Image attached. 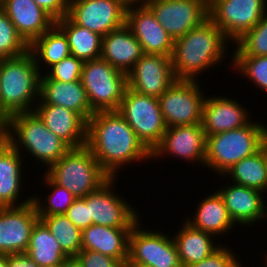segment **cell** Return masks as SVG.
Listing matches in <instances>:
<instances>
[{
    "label": "cell",
    "instance_id": "obj_1",
    "mask_svg": "<svg viewBox=\"0 0 267 267\" xmlns=\"http://www.w3.org/2000/svg\"><path fill=\"white\" fill-rule=\"evenodd\" d=\"M86 146L110 177H118L130 163L152 161L151 151L117 110L92 115L87 121Z\"/></svg>",
    "mask_w": 267,
    "mask_h": 267
},
{
    "label": "cell",
    "instance_id": "obj_2",
    "mask_svg": "<svg viewBox=\"0 0 267 267\" xmlns=\"http://www.w3.org/2000/svg\"><path fill=\"white\" fill-rule=\"evenodd\" d=\"M228 43L232 42L209 17L175 39L171 63L176 80L198 81V75L225 62Z\"/></svg>",
    "mask_w": 267,
    "mask_h": 267
},
{
    "label": "cell",
    "instance_id": "obj_3",
    "mask_svg": "<svg viewBox=\"0 0 267 267\" xmlns=\"http://www.w3.org/2000/svg\"><path fill=\"white\" fill-rule=\"evenodd\" d=\"M40 77L30 51L0 59V124L13 114L34 110L40 97Z\"/></svg>",
    "mask_w": 267,
    "mask_h": 267
},
{
    "label": "cell",
    "instance_id": "obj_4",
    "mask_svg": "<svg viewBox=\"0 0 267 267\" xmlns=\"http://www.w3.org/2000/svg\"><path fill=\"white\" fill-rule=\"evenodd\" d=\"M0 135L18 152L26 150L34 160L43 163L46 169L71 149L44 125L34 111L9 116L0 124Z\"/></svg>",
    "mask_w": 267,
    "mask_h": 267
},
{
    "label": "cell",
    "instance_id": "obj_5",
    "mask_svg": "<svg viewBox=\"0 0 267 267\" xmlns=\"http://www.w3.org/2000/svg\"><path fill=\"white\" fill-rule=\"evenodd\" d=\"M253 121L237 129L207 136L204 167L224 178L235 163L258 152L267 125Z\"/></svg>",
    "mask_w": 267,
    "mask_h": 267
},
{
    "label": "cell",
    "instance_id": "obj_6",
    "mask_svg": "<svg viewBox=\"0 0 267 267\" xmlns=\"http://www.w3.org/2000/svg\"><path fill=\"white\" fill-rule=\"evenodd\" d=\"M44 173L76 198H83L97 190L110 178L86 145L71 148Z\"/></svg>",
    "mask_w": 267,
    "mask_h": 267
},
{
    "label": "cell",
    "instance_id": "obj_7",
    "mask_svg": "<svg viewBox=\"0 0 267 267\" xmlns=\"http://www.w3.org/2000/svg\"><path fill=\"white\" fill-rule=\"evenodd\" d=\"M80 81L94 112L118 110L128 88V74L102 58L84 62Z\"/></svg>",
    "mask_w": 267,
    "mask_h": 267
},
{
    "label": "cell",
    "instance_id": "obj_8",
    "mask_svg": "<svg viewBox=\"0 0 267 267\" xmlns=\"http://www.w3.org/2000/svg\"><path fill=\"white\" fill-rule=\"evenodd\" d=\"M134 130L136 136L152 152L166 131L158 98L127 88L117 110Z\"/></svg>",
    "mask_w": 267,
    "mask_h": 267
},
{
    "label": "cell",
    "instance_id": "obj_9",
    "mask_svg": "<svg viewBox=\"0 0 267 267\" xmlns=\"http://www.w3.org/2000/svg\"><path fill=\"white\" fill-rule=\"evenodd\" d=\"M137 221L129 234L126 266L182 267L172 236L150 231Z\"/></svg>",
    "mask_w": 267,
    "mask_h": 267
},
{
    "label": "cell",
    "instance_id": "obj_10",
    "mask_svg": "<svg viewBox=\"0 0 267 267\" xmlns=\"http://www.w3.org/2000/svg\"><path fill=\"white\" fill-rule=\"evenodd\" d=\"M267 12V0H208L209 18L232 42L251 30Z\"/></svg>",
    "mask_w": 267,
    "mask_h": 267
},
{
    "label": "cell",
    "instance_id": "obj_11",
    "mask_svg": "<svg viewBox=\"0 0 267 267\" xmlns=\"http://www.w3.org/2000/svg\"><path fill=\"white\" fill-rule=\"evenodd\" d=\"M200 88L197 80H176L158 98L167 127L202 123V107L206 96Z\"/></svg>",
    "mask_w": 267,
    "mask_h": 267
},
{
    "label": "cell",
    "instance_id": "obj_12",
    "mask_svg": "<svg viewBox=\"0 0 267 267\" xmlns=\"http://www.w3.org/2000/svg\"><path fill=\"white\" fill-rule=\"evenodd\" d=\"M117 179L110 177L97 190L83 197L89 207L92 224L112 228H132L141 219L135 208L114 191Z\"/></svg>",
    "mask_w": 267,
    "mask_h": 267
},
{
    "label": "cell",
    "instance_id": "obj_13",
    "mask_svg": "<svg viewBox=\"0 0 267 267\" xmlns=\"http://www.w3.org/2000/svg\"><path fill=\"white\" fill-rule=\"evenodd\" d=\"M144 4L174 40L209 17L208 0H146Z\"/></svg>",
    "mask_w": 267,
    "mask_h": 267
},
{
    "label": "cell",
    "instance_id": "obj_14",
    "mask_svg": "<svg viewBox=\"0 0 267 267\" xmlns=\"http://www.w3.org/2000/svg\"><path fill=\"white\" fill-rule=\"evenodd\" d=\"M126 11L114 0H69L67 16L75 24L104 37L126 24Z\"/></svg>",
    "mask_w": 267,
    "mask_h": 267
},
{
    "label": "cell",
    "instance_id": "obj_15",
    "mask_svg": "<svg viewBox=\"0 0 267 267\" xmlns=\"http://www.w3.org/2000/svg\"><path fill=\"white\" fill-rule=\"evenodd\" d=\"M163 155L204 166L206 136L202 124L167 127L161 142L151 152V158L155 160Z\"/></svg>",
    "mask_w": 267,
    "mask_h": 267
},
{
    "label": "cell",
    "instance_id": "obj_16",
    "mask_svg": "<svg viewBox=\"0 0 267 267\" xmlns=\"http://www.w3.org/2000/svg\"><path fill=\"white\" fill-rule=\"evenodd\" d=\"M38 220L33 201L22 206L0 207V254L26 252Z\"/></svg>",
    "mask_w": 267,
    "mask_h": 267
},
{
    "label": "cell",
    "instance_id": "obj_17",
    "mask_svg": "<svg viewBox=\"0 0 267 267\" xmlns=\"http://www.w3.org/2000/svg\"><path fill=\"white\" fill-rule=\"evenodd\" d=\"M176 81L171 57L144 54L128 73V88L159 98Z\"/></svg>",
    "mask_w": 267,
    "mask_h": 267
},
{
    "label": "cell",
    "instance_id": "obj_18",
    "mask_svg": "<svg viewBox=\"0 0 267 267\" xmlns=\"http://www.w3.org/2000/svg\"><path fill=\"white\" fill-rule=\"evenodd\" d=\"M126 25L142 46L144 54L171 57L174 39L157 22L153 12L145 4L127 9Z\"/></svg>",
    "mask_w": 267,
    "mask_h": 267
},
{
    "label": "cell",
    "instance_id": "obj_19",
    "mask_svg": "<svg viewBox=\"0 0 267 267\" xmlns=\"http://www.w3.org/2000/svg\"><path fill=\"white\" fill-rule=\"evenodd\" d=\"M237 100L232 98L206 96L202 107V127L205 136L226 132L247 125L250 118L249 110H246ZM250 119V120H249Z\"/></svg>",
    "mask_w": 267,
    "mask_h": 267
},
{
    "label": "cell",
    "instance_id": "obj_20",
    "mask_svg": "<svg viewBox=\"0 0 267 267\" xmlns=\"http://www.w3.org/2000/svg\"><path fill=\"white\" fill-rule=\"evenodd\" d=\"M34 112L44 125L70 148L86 145L87 122L76 112L68 108L45 104L40 98Z\"/></svg>",
    "mask_w": 267,
    "mask_h": 267
},
{
    "label": "cell",
    "instance_id": "obj_21",
    "mask_svg": "<svg viewBox=\"0 0 267 267\" xmlns=\"http://www.w3.org/2000/svg\"><path fill=\"white\" fill-rule=\"evenodd\" d=\"M228 184L230 186H223L222 189L216 191L222 197L229 216L235 224H241L242 227L246 226L248 228L255 222L258 224L259 221L266 218V199L263 198L262 191L229 183V181Z\"/></svg>",
    "mask_w": 267,
    "mask_h": 267
},
{
    "label": "cell",
    "instance_id": "obj_22",
    "mask_svg": "<svg viewBox=\"0 0 267 267\" xmlns=\"http://www.w3.org/2000/svg\"><path fill=\"white\" fill-rule=\"evenodd\" d=\"M23 155L0 135V207L22 206L32 201V196L18 200L21 199L22 182H25Z\"/></svg>",
    "mask_w": 267,
    "mask_h": 267
},
{
    "label": "cell",
    "instance_id": "obj_23",
    "mask_svg": "<svg viewBox=\"0 0 267 267\" xmlns=\"http://www.w3.org/2000/svg\"><path fill=\"white\" fill-rule=\"evenodd\" d=\"M2 10L28 45L56 22L34 0H5Z\"/></svg>",
    "mask_w": 267,
    "mask_h": 267
},
{
    "label": "cell",
    "instance_id": "obj_24",
    "mask_svg": "<svg viewBox=\"0 0 267 267\" xmlns=\"http://www.w3.org/2000/svg\"><path fill=\"white\" fill-rule=\"evenodd\" d=\"M45 104L58 105L78 113L86 122L95 113L81 81L59 82L45 73L40 77V97Z\"/></svg>",
    "mask_w": 267,
    "mask_h": 267
},
{
    "label": "cell",
    "instance_id": "obj_25",
    "mask_svg": "<svg viewBox=\"0 0 267 267\" xmlns=\"http://www.w3.org/2000/svg\"><path fill=\"white\" fill-rule=\"evenodd\" d=\"M143 55L142 46L126 24L102 37L100 58L125 74Z\"/></svg>",
    "mask_w": 267,
    "mask_h": 267
},
{
    "label": "cell",
    "instance_id": "obj_26",
    "mask_svg": "<svg viewBox=\"0 0 267 267\" xmlns=\"http://www.w3.org/2000/svg\"><path fill=\"white\" fill-rule=\"evenodd\" d=\"M132 228H112L92 224L82 230L81 250H92L119 260L128 261L129 234Z\"/></svg>",
    "mask_w": 267,
    "mask_h": 267
},
{
    "label": "cell",
    "instance_id": "obj_27",
    "mask_svg": "<svg viewBox=\"0 0 267 267\" xmlns=\"http://www.w3.org/2000/svg\"><path fill=\"white\" fill-rule=\"evenodd\" d=\"M193 218L185 219L192 227L210 233L215 237L227 234L236 226L229 216L222 197L217 191L204 197L196 207Z\"/></svg>",
    "mask_w": 267,
    "mask_h": 267
},
{
    "label": "cell",
    "instance_id": "obj_28",
    "mask_svg": "<svg viewBox=\"0 0 267 267\" xmlns=\"http://www.w3.org/2000/svg\"><path fill=\"white\" fill-rule=\"evenodd\" d=\"M178 232L174 233L173 239L177 247L182 267L199 263L217 250L221 243L216 245V238L210 233L192 227L183 220ZM214 237V238H213Z\"/></svg>",
    "mask_w": 267,
    "mask_h": 267
},
{
    "label": "cell",
    "instance_id": "obj_29",
    "mask_svg": "<svg viewBox=\"0 0 267 267\" xmlns=\"http://www.w3.org/2000/svg\"><path fill=\"white\" fill-rule=\"evenodd\" d=\"M29 51L33 54L36 65L42 74L54 64L71 55L67 37L56 24L36 38L29 45ZM41 64L42 67H45L42 68Z\"/></svg>",
    "mask_w": 267,
    "mask_h": 267
},
{
    "label": "cell",
    "instance_id": "obj_30",
    "mask_svg": "<svg viewBox=\"0 0 267 267\" xmlns=\"http://www.w3.org/2000/svg\"><path fill=\"white\" fill-rule=\"evenodd\" d=\"M55 24L65 33L71 55L83 62L100 58L102 36L75 24L67 15Z\"/></svg>",
    "mask_w": 267,
    "mask_h": 267
},
{
    "label": "cell",
    "instance_id": "obj_31",
    "mask_svg": "<svg viewBox=\"0 0 267 267\" xmlns=\"http://www.w3.org/2000/svg\"><path fill=\"white\" fill-rule=\"evenodd\" d=\"M26 253L40 266L48 267L62 264L69 258L60 247L50 229L42 221L38 220L34 225L28 249Z\"/></svg>",
    "mask_w": 267,
    "mask_h": 267
},
{
    "label": "cell",
    "instance_id": "obj_32",
    "mask_svg": "<svg viewBox=\"0 0 267 267\" xmlns=\"http://www.w3.org/2000/svg\"><path fill=\"white\" fill-rule=\"evenodd\" d=\"M224 175L234 184L267 193V163L261 149L235 163Z\"/></svg>",
    "mask_w": 267,
    "mask_h": 267
},
{
    "label": "cell",
    "instance_id": "obj_33",
    "mask_svg": "<svg viewBox=\"0 0 267 267\" xmlns=\"http://www.w3.org/2000/svg\"><path fill=\"white\" fill-rule=\"evenodd\" d=\"M60 244L68 257H76L82 249V231L65 214L51 215L41 219Z\"/></svg>",
    "mask_w": 267,
    "mask_h": 267
},
{
    "label": "cell",
    "instance_id": "obj_34",
    "mask_svg": "<svg viewBox=\"0 0 267 267\" xmlns=\"http://www.w3.org/2000/svg\"><path fill=\"white\" fill-rule=\"evenodd\" d=\"M42 176L44 185L50 190L45 198L42 200L39 196H32V201L35 204L37 214L41 220L43 217L51 215L65 214L68 208L71 206L76 197L66 188L54 183L45 173ZM50 193V194H49ZM41 200V201H40ZM47 200V201H46ZM45 202V203H44Z\"/></svg>",
    "mask_w": 267,
    "mask_h": 267
},
{
    "label": "cell",
    "instance_id": "obj_35",
    "mask_svg": "<svg viewBox=\"0 0 267 267\" xmlns=\"http://www.w3.org/2000/svg\"><path fill=\"white\" fill-rule=\"evenodd\" d=\"M231 56H267V12L263 18L236 42Z\"/></svg>",
    "mask_w": 267,
    "mask_h": 267
},
{
    "label": "cell",
    "instance_id": "obj_36",
    "mask_svg": "<svg viewBox=\"0 0 267 267\" xmlns=\"http://www.w3.org/2000/svg\"><path fill=\"white\" fill-rule=\"evenodd\" d=\"M231 58V70L234 69L247 80H251L254 87L261 89V92H267V56H232Z\"/></svg>",
    "mask_w": 267,
    "mask_h": 267
},
{
    "label": "cell",
    "instance_id": "obj_37",
    "mask_svg": "<svg viewBox=\"0 0 267 267\" xmlns=\"http://www.w3.org/2000/svg\"><path fill=\"white\" fill-rule=\"evenodd\" d=\"M29 51V45L17 33L14 24L0 9V59L15 58Z\"/></svg>",
    "mask_w": 267,
    "mask_h": 267
},
{
    "label": "cell",
    "instance_id": "obj_38",
    "mask_svg": "<svg viewBox=\"0 0 267 267\" xmlns=\"http://www.w3.org/2000/svg\"><path fill=\"white\" fill-rule=\"evenodd\" d=\"M84 62L70 55L64 58L59 63L51 66L45 73L51 80L59 82H74L79 81L81 78L82 67Z\"/></svg>",
    "mask_w": 267,
    "mask_h": 267
},
{
    "label": "cell",
    "instance_id": "obj_39",
    "mask_svg": "<svg viewBox=\"0 0 267 267\" xmlns=\"http://www.w3.org/2000/svg\"><path fill=\"white\" fill-rule=\"evenodd\" d=\"M240 262L232 249L222 244L210 256L186 267H245Z\"/></svg>",
    "mask_w": 267,
    "mask_h": 267
},
{
    "label": "cell",
    "instance_id": "obj_40",
    "mask_svg": "<svg viewBox=\"0 0 267 267\" xmlns=\"http://www.w3.org/2000/svg\"><path fill=\"white\" fill-rule=\"evenodd\" d=\"M76 258L83 267H125L119 260L92 250H81Z\"/></svg>",
    "mask_w": 267,
    "mask_h": 267
},
{
    "label": "cell",
    "instance_id": "obj_41",
    "mask_svg": "<svg viewBox=\"0 0 267 267\" xmlns=\"http://www.w3.org/2000/svg\"><path fill=\"white\" fill-rule=\"evenodd\" d=\"M65 215L81 231L92 225L89 207L83 198H76L66 211Z\"/></svg>",
    "mask_w": 267,
    "mask_h": 267
},
{
    "label": "cell",
    "instance_id": "obj_42",
    "mask_svg": "<svg viewBox=\"0 0 267 267\" xmlns=\"http://www.w3.org/2000/svg\"><path fill=\"white\" fill-rule=\"evenodd\" d=\"M39 7L47 12L55 21L65 17L68 12L69 0H34Z\"/></svg>",
    "mask_w": 267,
    "mask_h": 267
},
{
    "label": "cell",
    "instance_id": "obj_43",
    "mask_svg": "<svg viewBox=\"0 0 267 267\" xmlns=\"http://www.w3.org/2000/svg\"><path fill=\"white\" fill-rule=\"evenodd\" d=\"M8 267H40L26 252L7 254Z\"/></svg>",
    "mask_w": 267,
    "mask_h": 267
},
{
    "label": "cell",
    "instance_id": "obj_44",
    "mask_svg": "<svg viewBox=\"0 0 267 267\" xmlns=\"http://www.w3.org/2000/svg\"><path fill=\"white\" fill-rule=\"evenodd\" d=\"M121 4L125 9L144 5L146 0H114Z\"/></svg>",
    "mask_w": 267,
    "mask_h": 267
},
{
    "label": "cell",
    "instance_id": "obj_45",
    "mask_svg": "<svg viewBox=\"0 0 267 267\" xmlns=\"http://www.w3.org/2000/svg\"><path fill=\"white\" fill-rule=\"evenodd\" d=\"M62 267H83L76 257H69L62 263Z\"/></svg>",
    "mask_w": 267,
    "mask_h": 267
},
{
    "label": "cell",
    "instance_id": "obj_46",
    "mask_svg": "<svg viewBox=\"0 0 267 267\" xmlns=\"http://www.w3.org/2000/svg\"><path fill=\"white\" fill-rule=\"evenodd\" d=\"M260 149L262 150L267 163V132L263 136Z\"/></svg>",
    "mask_w": 267,
    "mask_h": 267
},
{
    "label": "cell",
    "instance_id": "obj_47",
    "mask_svg": "<svg viewBox=\"0 0 267 267\" xmlns=\"http://www.w3.org/2000/svg\"><path fill=\"white\" fill-rule=\"evenodd\" d=\"M0 267H8L7 254H0Z\"/></svg>",
    "mask_w": 267,
    "mask_h": 267
},
{
    "label": "cell",
    "instance_id": "obj_48",
    "mask_svg": "<svg viewBox=\"0 0 267 267\" xmlns=\"http://www.w3.org/2000/svg\"><path fill=\"white\" fill-rule=\"evenodd\" d=\"M4 3H5V0H0V9L3 8Z\"/></svg>",
    "mask_w": 267,
    "mask_h": 267
},
{
    "label": "cell",
    "instance_id": "obj_49",
    "mask_svg": "<svg viewBox=\"0 0 267 267\" xmlns=\"http://www.w3.org/2000/svg\"><path fill=\"white\" fill-rule=\"evenodd\" d=\"M263 259H266V262H264V263H265V265H266V267H267V253H266V256H264Z\"/></svg>",
    "mask_w": 267,
    "mask_h": 267
},
{
    "label": "cell",
    "instance_id": "obj_50",
    "mask_svg": "<svg viewBox=\"0 0 267 267\" xmlns=\"http://www.w3.org/2000/svg\"><path fill=\"white\" fill-rule=\"evenodd\" d=\"M48 267H62V264H58V265H55V266H48Z\"/></svg>",
    "mask_w": 267,
    "mask_h": 267
},
{
    "label": "cell",
    "instance_id": "obj_51",
    "mask_svg": "<svg viewBox=\"0 0 267 267\" xmlns=\"http://www.w3.org/2000/svg\"><path fill=\"white\" fill-rule=\"evenodd\" d=\"M125 267H150V266H125Z\"/></svg>",
    "mask_w": 267,
    "mask_h": 267
}]
</instances>
